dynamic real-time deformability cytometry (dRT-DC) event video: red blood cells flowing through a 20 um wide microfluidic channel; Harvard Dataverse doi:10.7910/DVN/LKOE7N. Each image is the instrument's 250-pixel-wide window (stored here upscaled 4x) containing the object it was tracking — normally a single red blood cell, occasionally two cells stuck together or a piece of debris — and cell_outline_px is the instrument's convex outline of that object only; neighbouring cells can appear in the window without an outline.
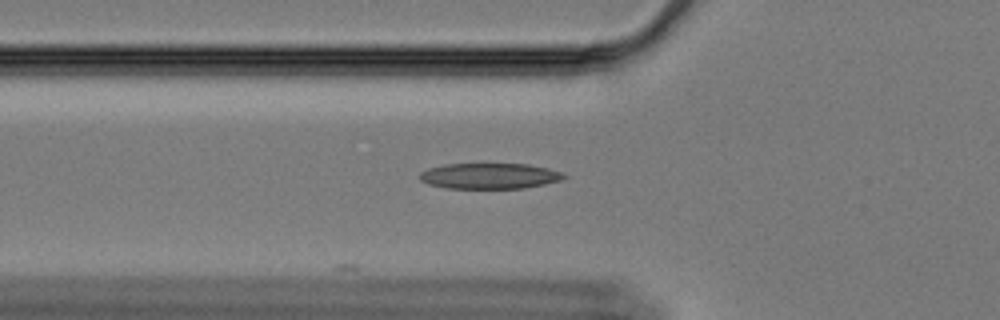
{"species": "Egyptian fruit bat (a non-hibernating species)", "species_latin": "Rousettus aegyptiacus", "temperature_condition": "cold", "stored_images_in_passage": 42, "segment_of_instrument_passage": [1, 2], "camera_frame_rate_fps": 3000, "um_per_image_px": 0.085, "animal": {"sex": "female"}, "frame": {"image": 1, "passage_image": 2, "time_ms": 0.333, "image_size_px": [1000, 320], "cell_outline_px": [[568, 176], [560, 180], [544, 184], [524, 188], [448, 188], [428, 184], [420, 180], [420, 172], [428, 168], [444, 164], [528, 164], [548, 168], [560, 172]], "centroid_in_image_um": [41.6, 14.95], "position_along_channel_um": 84.2, "area_um2": 21.5}}
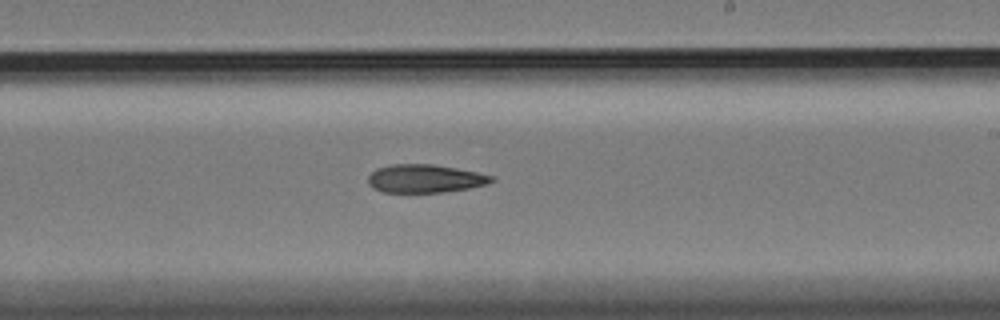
{"frame": {"image": 2, "passage_image": 17, "time_ms": 5.333, "image_size_px": [1000, 320], "cell_outline_px": [[496, 180], [488, 184], [468, 188], [444, 192], [384, 192], [372, 188], [368, 184], [368, 176], [376, 168], [392, 164], [432, 164], [456, 168], [476, 172], [492, 176]], "centroid_in_image_um": [36.1, 15.18], "position_along_channel_um": 252.9, "area_um2": 20.29}}
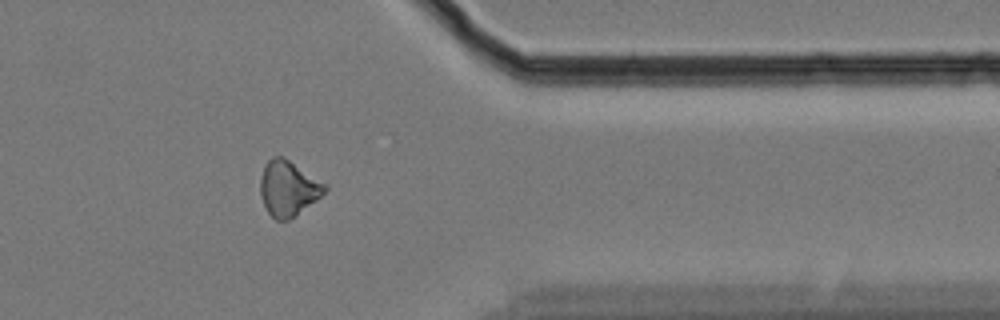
{"frame": {"image": 3, "passage_image": 30, "time_ms": 9.667, "image_size_px": [1000, 320], "cell_outline_px": [[328, 188], [316, 200], [288, 220], [276, 220], [268, 212], [264, 204], [260, 192], [260, 176], [268, 160], [272, 156], [284, 156], [328, 184]], "centroid_in_image_um": [24.51, 15.97], "position_along_channel_um": 386.9, "area_um2": 20.75}}